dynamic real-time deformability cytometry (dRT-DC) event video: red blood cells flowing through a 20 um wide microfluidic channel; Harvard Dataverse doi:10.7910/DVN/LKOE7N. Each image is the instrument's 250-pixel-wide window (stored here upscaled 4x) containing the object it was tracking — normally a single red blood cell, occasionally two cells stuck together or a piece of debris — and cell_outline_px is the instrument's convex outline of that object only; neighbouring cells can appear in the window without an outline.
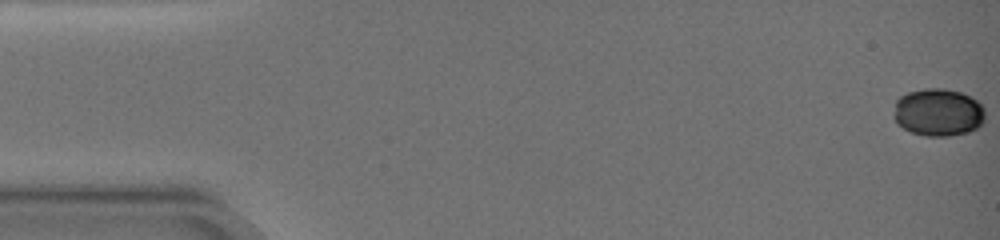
{"species": "common noctule bat (a hibernating species)", "species_latin": "Nyctalus noctula", "temperature_condition": "warm", "stored_images_in_passage": 69, "camera_frame_rate_fps": 3000, "um_per_image_px": 0.085, "animal": {"sex": "female", "body_mass_g": 19.0, "forearm_length_mm": 51.5}, "frame": {"image": 1, "passage_image": 1, "time_ms": 0.0, "image_size_px": [1000, 240], "cell_outline_px": [[984, 120], [976, 128], [968, 132], [948, 136], [924, 136], [912, 132], [896, 124], [892, 116], [896, 100], [900, 96], [908, 92], [924, 88], [944, 88], [960, 92], [976, 100], [984, 108]], "centroid_in_image_um": [79.7, 9.55], "position_along_channel_um": 5.3, "area_um2": 25.49}}
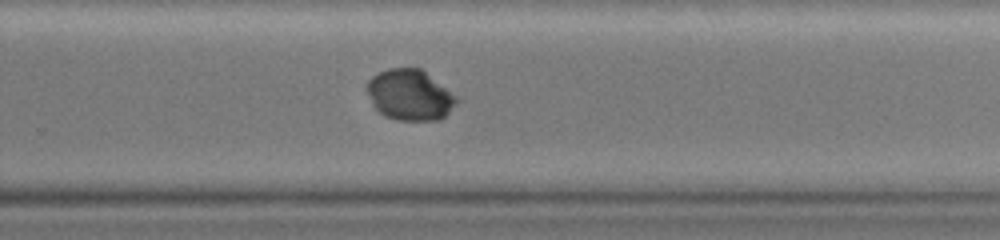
{"frame": {"image": 2, "passage_image": 50, "time_ms": 12.667, "image_size_px": [1000, 240], "cell_outline_px": [[460, 100], [440, 120], [396, 120], [384, 116], [372, 104], [368, 92], [368, 80], [372, 76], [388, 68], [420, 68], [456, 96]], "centroid_in_image_um": [34.83, 8.08], "position_along_channel_um": 295.0, "area_um2": 26.18}}
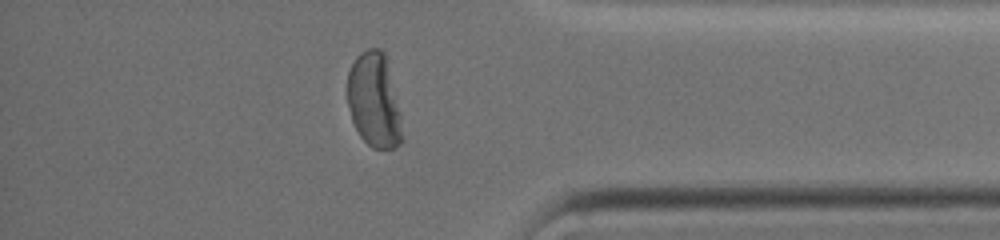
{"frame": {"image": 3, "passage_image": 58, "time_ms": 16.0, "image_size_px": [1000, 240], "cell_outline_px": [[404, 140], [400, 144], [392, 148], [372, 148], [360, 136], [352, 120], [348, 104], [348, 72], [356, 56], [360, 52], [368, 48], [380, 48], [384, 52], [400, 112]], "centroid_in_image_um": [31.81, 8.54], "position_along_channel_um": 403.4, "area_um2": 30.0}, "authors_computed_cell_mechanics": {"area_um2": 27.9752, "velocity_mm_per_s": 3.4842, "shape_relaxation_time_tau1_ms": 4.6758, "shape_relaxation_time_tau2_ms": null, "deformation_change_tau1": 0.1429, "deformation_change_tau2": null}}